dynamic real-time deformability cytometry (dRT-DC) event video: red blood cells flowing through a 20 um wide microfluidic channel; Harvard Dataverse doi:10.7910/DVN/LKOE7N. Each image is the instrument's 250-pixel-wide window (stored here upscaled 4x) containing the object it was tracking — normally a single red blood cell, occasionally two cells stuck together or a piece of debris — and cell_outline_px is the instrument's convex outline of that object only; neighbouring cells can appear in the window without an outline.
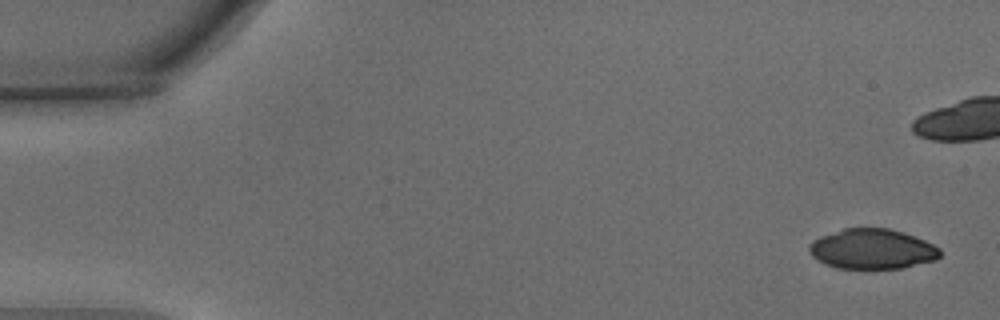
{"species": "common noctule bat (a hibernating species)", "species_latin": "Nyctalus noctula", "temperature_condition": "warm", "stored_images_in_passage": 44, "camera_frame_rate_fps": 3000, "um_per_image_px": 0.085, "animal": {"sex": "male", "body_mass_g": 15.6}, "frame": {"image": 1, "passage_image": 1, "time_ms": 0.0, "image_size_px": [1000, 320], "cell_outline_px": [[940, 256], [936, 260], [904, 268], [836, 268], [824, 264], [816, 260], [808, 252], [808, 244], [812, 240], [820, 236], [844, 228], [888, 228], [904, 232], [924, 240], [940, 248]], "centroid_in_image_um": [74.11, 21.17], "position_along_channel_um": 10.9, "area_um2": 30.81}}